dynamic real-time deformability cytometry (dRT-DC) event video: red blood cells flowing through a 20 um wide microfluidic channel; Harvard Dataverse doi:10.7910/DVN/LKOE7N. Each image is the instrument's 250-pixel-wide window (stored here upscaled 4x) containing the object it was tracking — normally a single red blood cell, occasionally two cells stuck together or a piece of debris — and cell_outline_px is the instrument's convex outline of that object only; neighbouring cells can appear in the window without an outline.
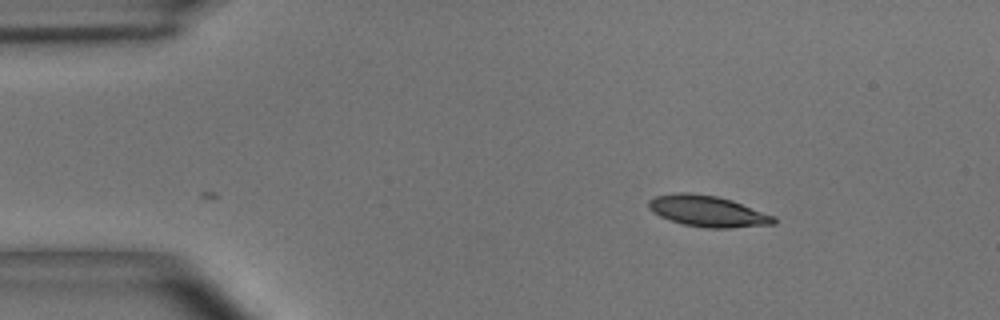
{"species": "common noctule bat (a hibernating species)", "species_latin": "Nyctalus noctula", "temperature_condition": "room temperature", "stored_images_in_passage": 7, "camera_frame_rate_fps": 3000, "um_per_image_px": 0.085, "animal": {"sex": "male", "body_mass_g": 15.6}, "frame": {"image": 1, "passage_image": 7, "time_ms": 2.0, "image_size_px": [1000, 320], "cell_outline_px": [[776, 224], [732, 228], [704, 228], [684, 224], [660, 216], [652, 212], [648, 208], [648, 200], [656, 196], [676, 192], [688, 192], [716, 196], [732, 200], [776, 216]], "centroid_in_image_um": [60.17, 17.95], "position_along_channel_um": 24.8, "area_um2": 22.83}}